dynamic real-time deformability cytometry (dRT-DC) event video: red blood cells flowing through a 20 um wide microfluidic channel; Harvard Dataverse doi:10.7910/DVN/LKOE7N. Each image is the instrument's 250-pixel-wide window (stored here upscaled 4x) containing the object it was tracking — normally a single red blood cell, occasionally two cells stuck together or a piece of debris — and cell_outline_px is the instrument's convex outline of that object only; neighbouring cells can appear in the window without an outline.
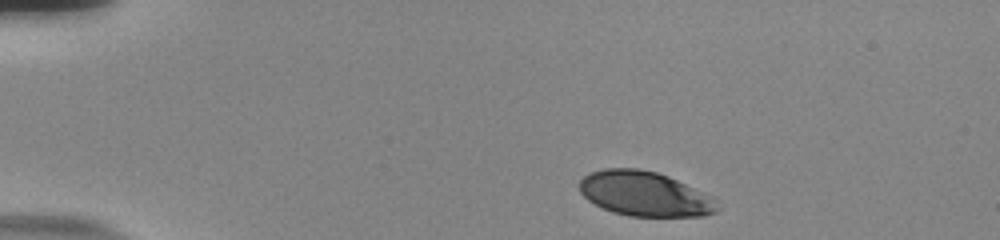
{"species": "human", "species_latin": "Homo sapiens", "temperature_condition": "room temperature", "stored_images_in_passage": 47, "camera_frame_rate_fps": 3000, "um_per_image_px": 0.085, "donor": {"sex": "male"}, "frame": {"image": 1, "passage_image": 1, "time_ms": 0.0, "image_size_px": [1000, 240], "cell_outline_px": [[720, 208], [716, 212], [704, 216], [628, 216], [612, 212], [588, 200], [580, 192], [580, 180], [584, 176], [592, 172], [604, 168], [640, 168], [656, 172], [668, 176], [704, 192], [720, 200]], "centroid_in_image_um": [54.86, 16.48], "position_along_channel_um": 30.1, "area_um2": 36.13}}
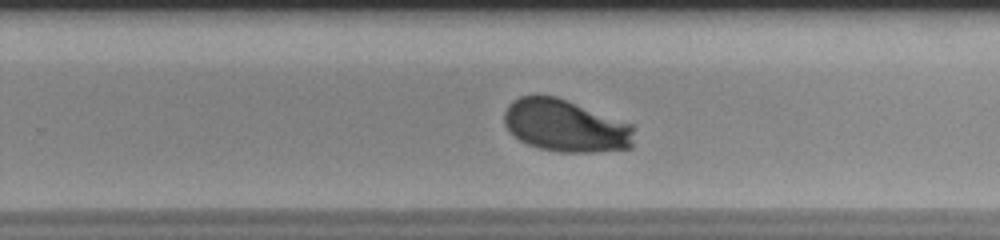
{"frame": {"image": 2, "passage_image": 28, "time_ms": 9.0, "image_size_px": [1000, 240], "cell_outline_px": [[632, 148], [592, 152], [560, 152], [540, 148], [528, 144], [520, 140], [504, 124], [504, 112], [508, 104], [512, 100], [520, 96], [556, 96], [632, 124]], "centroid_in_image_um": [48.05, 10.69], "position_along_channel_um": 281.8, "area_um2": 39.19}}
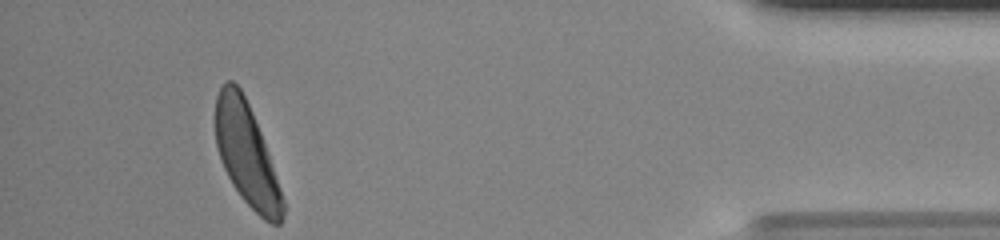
{"frame": {"image": 3, "passage_image": 43, "time_ms": 14.0, "image_size_px": [1000, 240], "cell_outline_px": [[288, 208], [280, 224], [272, 224], [264, 220], [240, 196], [232, 184], [220, 160], [216, 144], [216, 96], [220, 88], [228, 80], [232, 80], [240, 88], [252, 112], [260, 132]], "centroid_in_image_um": [20.99, 13.19], "position_along_channel_um": 414.2, "area_um2": 39.82}, "authors_computed_cell_mechanics": {"area_um2": 39.9398, "velocity_mm_per_s": 3.6915, "shape_relaxation_time_tau1_ms": 2.736, "shape_relaxation_time_tau2_ms": null, "deformation_change_tau1": 0.1607, "deformation_change_tau2": null}}